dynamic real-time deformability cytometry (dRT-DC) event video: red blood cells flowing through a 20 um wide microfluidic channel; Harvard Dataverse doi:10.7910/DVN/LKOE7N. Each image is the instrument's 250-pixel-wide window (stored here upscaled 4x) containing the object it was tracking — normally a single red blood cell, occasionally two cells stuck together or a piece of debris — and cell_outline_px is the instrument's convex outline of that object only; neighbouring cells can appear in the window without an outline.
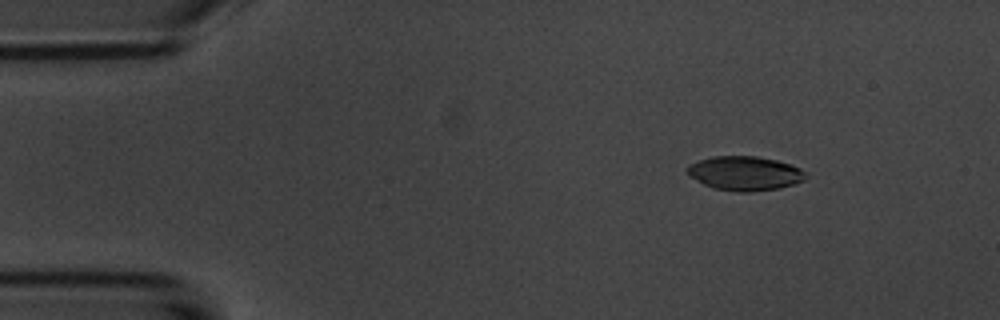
{"species": "common noctule bat (a hibernating species)", "species_latin": "Nyctalus noctula", "temperature_condition": "room temperature", "stored_images_in_passage": 3, "camera_frame_rate_fps": 3000, "um_per_image_px": 0.085, "animal": {"sex": "male", "body_mass_g": 20.1, "forearm_length_mm": 53.5}, "frame": {"image": 1, "passage_image": 1, "time_ms": 0.0, "image_size_px": [1000, 320], "cell_outline_px": [[808, 176], [804, 180], [780, 188], [752, 192], [740, 192], [712, 188], [688, 176], [688, 164], [712, 156], [756, 156], [776, 160], [792, 164], [800, 168]], "centroid_in_image_um": [63.31, 14.73], "position_along_channel_um": 21.7, "area_um2": 23.7}}